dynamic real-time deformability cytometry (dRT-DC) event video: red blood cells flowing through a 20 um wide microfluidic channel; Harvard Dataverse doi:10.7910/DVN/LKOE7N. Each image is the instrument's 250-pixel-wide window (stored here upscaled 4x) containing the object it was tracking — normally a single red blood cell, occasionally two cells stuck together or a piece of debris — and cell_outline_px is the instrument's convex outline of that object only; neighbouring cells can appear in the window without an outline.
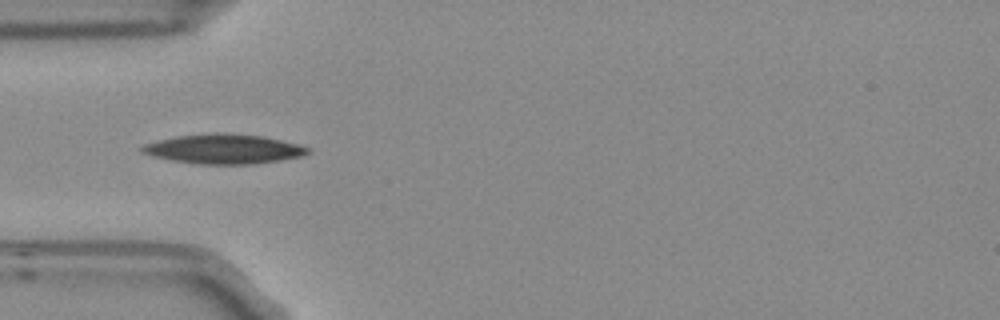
{"species": "Egyptian fruit bat (a non-hibernating species)", "species_latin": "Rousettus aegyptiacus", "temperature_condition": "room temperature", "stored_images_in_passage": 6, "camera_frame_rate_fps": 3000, "um_per_image_px": 0.085, "frame": {"image": 1, "passage_image": 5, "time_ms": 1.333, "image_size_px": [1000, 320], "cell_outline_px": [[312, 152], [304, 156], [280, 160], [252, 164], [196, 164], [172, 160], [140, 152], [140, 148], [144, 144], [176, 136], [216, 132], [260, 136], [280, 140], [312, 148]], "centroid_in_image_um": [19.05, 12.67], "position_along_channel_um": 66.0, "area_um2": 28.44}}